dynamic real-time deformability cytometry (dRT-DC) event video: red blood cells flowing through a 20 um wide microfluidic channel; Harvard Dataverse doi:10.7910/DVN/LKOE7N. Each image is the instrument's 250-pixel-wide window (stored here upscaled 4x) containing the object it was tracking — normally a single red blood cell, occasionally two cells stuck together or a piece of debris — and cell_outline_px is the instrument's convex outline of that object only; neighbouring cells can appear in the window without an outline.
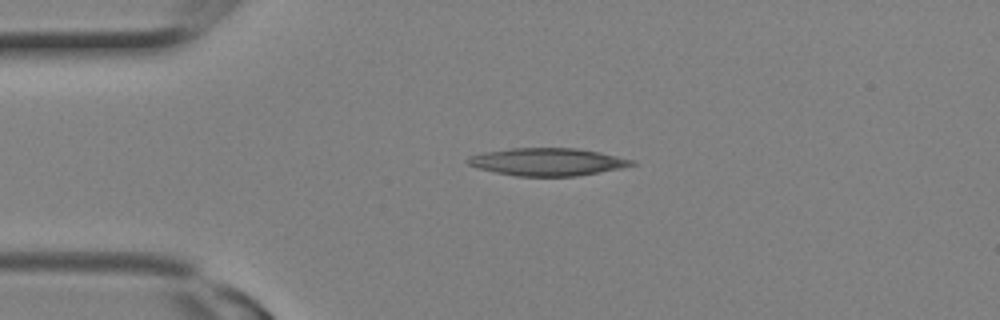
{"species": "Egyptian fruit bat (a non-hibernating species)", "species_latin": "Rousettus aegyptiacus", "temperature_condition": "room temperature", "stored_images_in_passage": 20, "camera_frame_rate_fps": 3000, "um_per_image_px": 0.085, "animal": {"sex": "female"}, "frame": {"image": 1, "passage_image": 1, "time_ms": 0.0, "image_size_px": [1000, 320], "cell_outline_px": [[636, 164], [620, 168], [576, 176], [516, 176], [496, 172], [480, 168], [468, 164], [464, 160], [468, 156], [484, 152], [512, 148], [576, 148], [600, 152], [636, 160]], "centroid_in_image_um": [46.53, 13.75], "position_along_channel_um": 38.5, "area_um2": 26.3}}
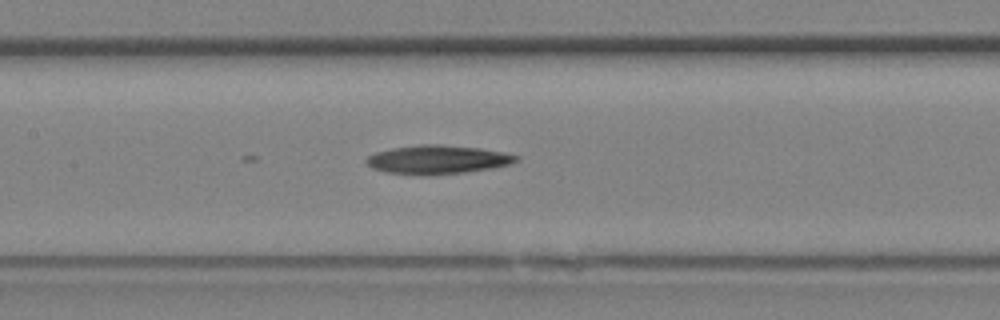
{"frame": {"image": 2, "passage_image": 7, "time_ms": 2.0, "image_size_px": [1000, 320], "cell_outline_px": [[520, 160], [512, 164], [492, 168], [464, 172], [384, 172], [372, 168], [364, 160], [368, 156], [376, 152], [392, 148], [420, 144], [440, 144], [480, 148], [504, 152], [520, 156]], "centroid_in_image_um": [37.27, 13.51], "position_along_channel_um": 170.1, "area_um2": 24.22}}
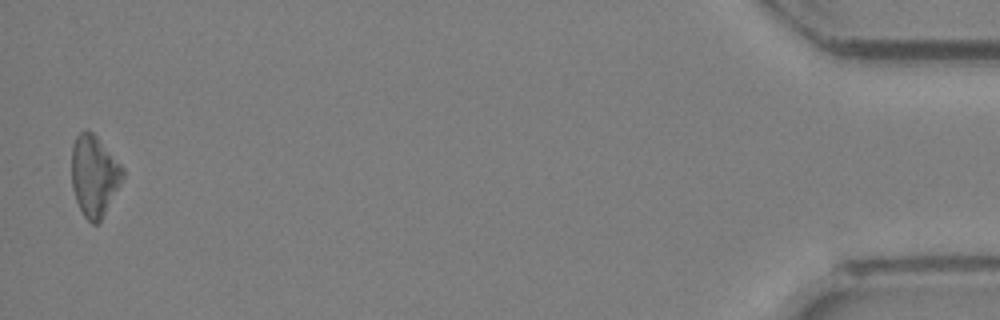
{"frame": {"image": 3, "passage_image": 20, "time_ms": 6.333, "image_size_px": [1000, 320], "cell_outline_px": [[124, 176], [120, 184], [100, 220], [96, 224], [92, 224], [84, 216], [76, 200], [72, 188], [72, 144], [76, 136], [84, 128], [88, 128], [96, 136], [124, 168]], "centroid_in_image_um": [7.99, 14.89], "position_along_channel_um": 427.2, "area_um2": 23.87}}